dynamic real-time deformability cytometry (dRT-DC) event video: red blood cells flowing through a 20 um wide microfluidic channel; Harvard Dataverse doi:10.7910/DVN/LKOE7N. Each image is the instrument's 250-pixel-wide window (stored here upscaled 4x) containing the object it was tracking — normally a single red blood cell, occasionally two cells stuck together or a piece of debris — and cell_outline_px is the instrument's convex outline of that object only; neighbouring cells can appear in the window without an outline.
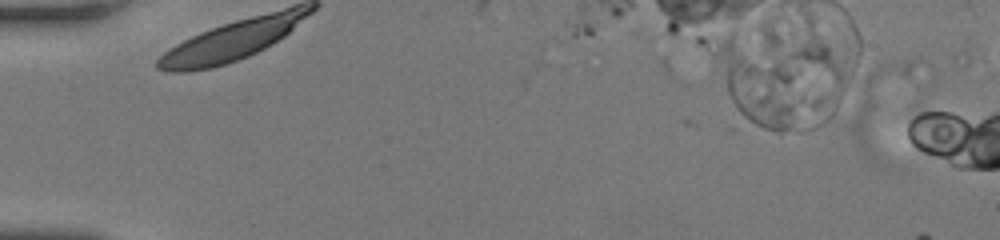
{"species": "human", "species_latin": "Homo sapiens", "temperature_condition": "room temperature", "stored_images_in_passage": 8, "camera_frame_rate_fps": 3000, "um_per_image_px": 0.085, "donor": {"sex": "female"}, "frame": {"image": 1, "passage_image": 2, "time_ms": 0.333, "image_size_px": [1000, 240], "cell_outline_px": [[912, 64], [908, 76], [860, 144], [852, 136], [852, 120], [868, 80], [876, 68], [880, 64], [904, 60], [912, 60]], "centroid_in_image_um": [74.68, 8.12], "position_along_channel_um": 10.3, "area_um2": 16.3}}